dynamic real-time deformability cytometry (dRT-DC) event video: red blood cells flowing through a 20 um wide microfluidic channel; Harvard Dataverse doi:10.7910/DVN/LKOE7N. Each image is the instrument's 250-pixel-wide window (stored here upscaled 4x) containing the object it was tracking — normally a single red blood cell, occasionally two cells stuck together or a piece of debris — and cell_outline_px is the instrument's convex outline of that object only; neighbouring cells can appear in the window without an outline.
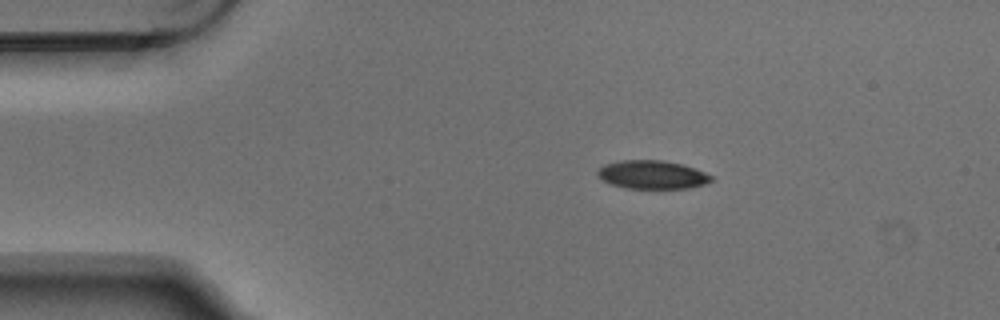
{"species": "Egyptian fruit bat (a non-hibernating species)", "species_latin": "Rousettus aegyptiacus", "temperature_condition": "warm", "stored_images_in_passage": 6, "camera_frame_rate_fps": 3000, "um_per_image_px": 0.085, "animal": {"sex": "male"}, "frame": {"image": 1, "passage_image": 1, "time_ms": 0.0, "image_size_px": [1000, 320], "cell_outline_px": [[712, 180], [704, 184], [688, 188], [624, 188], [612, 184], [596, 176], [596, 172], [604, 164], [620, 160], [664, 160], [684, 164], [696, 168], [712, 176]], "centroid_in_image_um": [55.43, 14.83], "position_along_channel_um": 29.6, "area_um2": 18.9}}
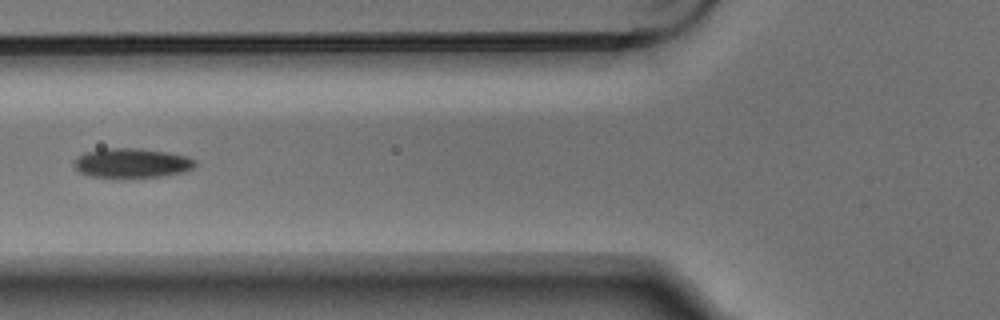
{"frame": {"image": 2, "passage_image": 4, "time_ms": 1.0, "image_size_px": [1000, 320], "cell_outline_px": [[196, 168], [184, 172], [160, 176], [132, 180], [116, 180], [92, 176], [80, 172], [72, 164], [76, 156], [84, 152], [112, 148], [140, 148], [168, 152], [188, 156], [196, 160]], "centroid_in_image_um": [11.21, 13.9], "position_along_channel_um": 114.6, "area_um2": 21.85}}
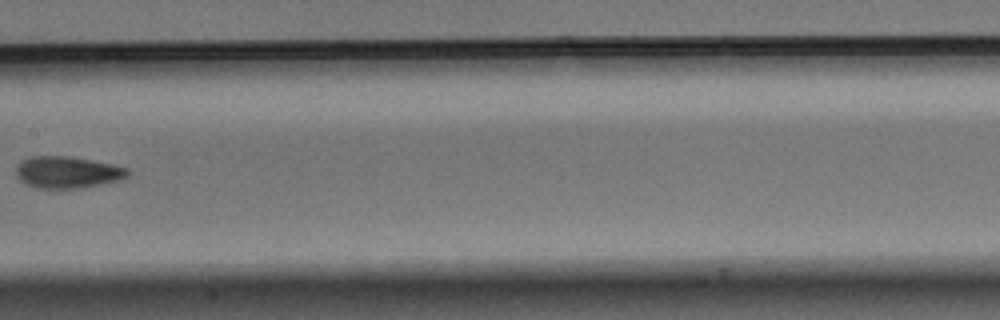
{"frame": {"image": 3, "passage_image": 6, "time_ms": 1.667, "image_size_px": [1000, 320], "cell_outline_px": [[128, 176], [120, 180], [80, 188], [40, 188], [24, 184], [16, 176], [16, 164], [20, 160], [32, 156], [68, 156], [112, 164], [128, 168]], "centroid_in_image_um": [5.68, 14.64], "position_along_channel_um": 201.7, "area_um2": 20.69}}